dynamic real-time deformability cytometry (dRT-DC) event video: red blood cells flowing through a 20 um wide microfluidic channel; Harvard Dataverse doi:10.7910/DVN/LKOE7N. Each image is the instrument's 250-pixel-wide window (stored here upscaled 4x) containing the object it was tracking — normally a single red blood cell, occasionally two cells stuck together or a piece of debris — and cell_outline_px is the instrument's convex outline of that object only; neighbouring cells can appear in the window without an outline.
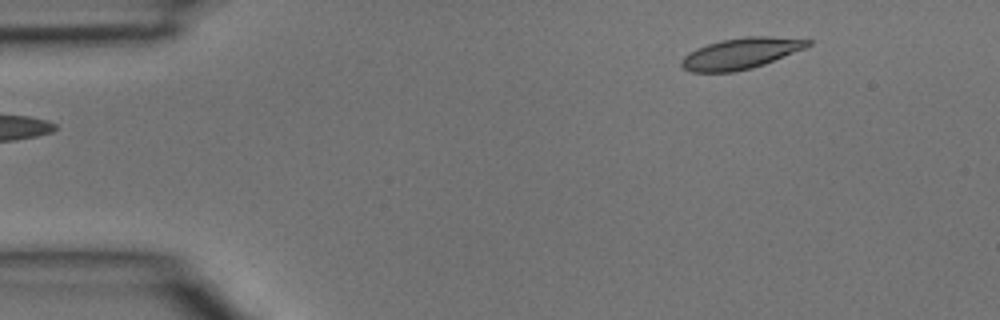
{"species": "common noctule bat (a hibernating species)", "species_latin": "Nyctalus noctula", "temperature_condition": "room temperature", "stored_images_in_passage": 4, "segment_of_instrument_passage": [2, 2], "camera_frame_rate_fps": 3000, "um_per_image_px": 0.085, "animal": {"sex": "male", "body_mass_g": 15.6}, "frame": {"image": 1, "passage_image": 4, "time_ms": 1.0, "image_size_px": [1000, 320], "cell_outline_px": [[812, 44], [804, 48], [764, 64], [752, 68], [732, 72], [692, 72], [684, 68], [680, 64], [680, 60], [688, 52], [696, 48], [720, 40], [744, 36], [772, 36], [812, 40]], "centroid_in_image_um": [62.94, 4.53], "position_along_channel_um": 22.1, "area_um2": 22.83}}